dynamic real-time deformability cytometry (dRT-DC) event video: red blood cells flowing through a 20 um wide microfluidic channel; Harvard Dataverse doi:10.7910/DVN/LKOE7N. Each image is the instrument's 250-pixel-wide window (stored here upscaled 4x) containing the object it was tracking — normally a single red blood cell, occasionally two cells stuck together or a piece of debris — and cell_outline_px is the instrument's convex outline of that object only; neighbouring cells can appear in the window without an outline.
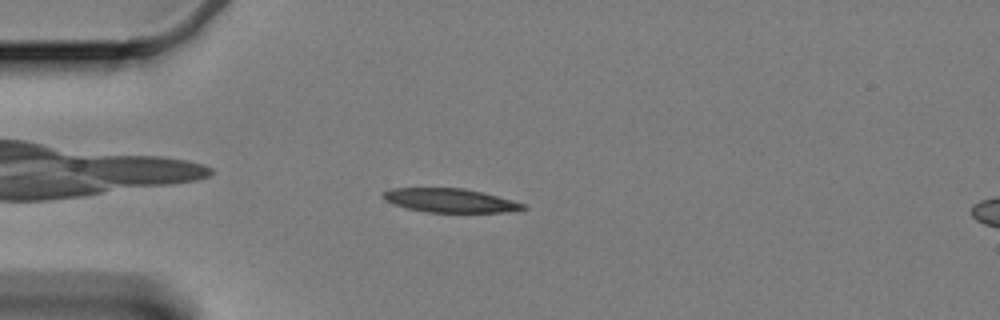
{"species": "Egyptian fruit bat (a non-hibernating species)", "species_latin": "Rousettus aegyptiacus", "temperature_condition": "cold", "stored_images_in_passage": 54, "camera_frame_rate_fps": 3000, "um_per_image_px": 0.085, "animal": {"sex": "female"}, "frame": {"image": 1, "passage_image": 9, "time_ms": 2.667, "image_size_px": [1000, 320], "cell_outline_px": [[528, 208], [508, 212], [428, 212], [408, 208], [392, 204], [384, 200], [384, 192], [392, 188], [464, 188], [484, 192], [528, 204]], "centroid_in_image_um": [38.33, 17.04], "position_along_channel_um": 46.7, "area_um2": 19.54}}
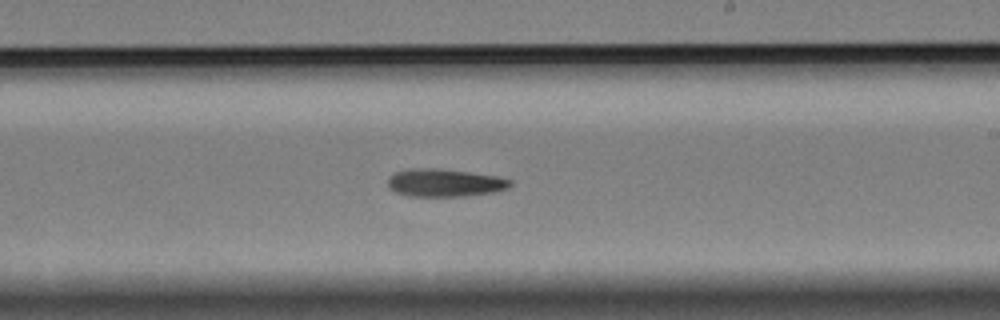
{"frame": {"image": 2, "passage_image": 29, "time_ms": 9.333, "image_size_px": [1000, 320], "cell_outline_px": [[512, 184], [508, 188], [496, 192], [464, 196], [408, 196], [396, 192], [388, 188], [388, 180], [396, 172], [412, 168], [440, 168], [496, 176], [512, 180]], "centroid_in_image_um": [37.82, 15.54], "position_along_channel_um": 251.2, "area_um2": 19.83}}
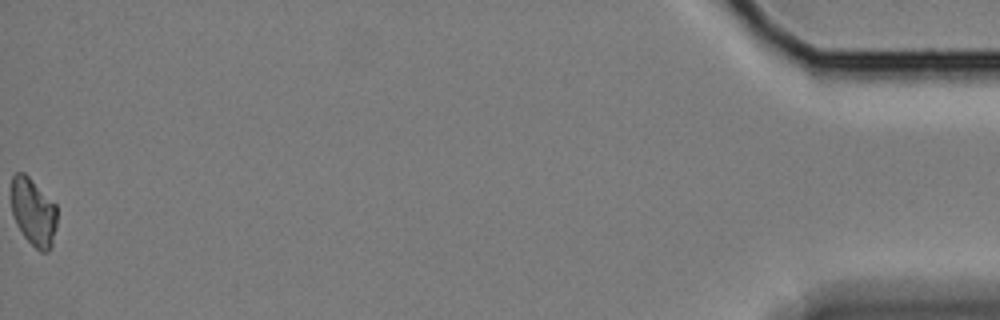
{"frame": {"image": 3, "passage_image": 54, "time_ms": 17.667, "image_size_px": [1000, 320], "cell_outline_px": [[56, 228], [52, 248], [48, 252], [40, 252], [24, 236], [16, 224], [12, 212], [12, 176], [16, 172], [24, 172], [56, 204]], "centroid_in_image_um": [2.85, 18.04], "position_along_channel_um": 432.3, "area_um2": 18.03}}